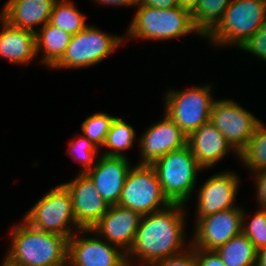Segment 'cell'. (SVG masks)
I'll return each instance as SVG.
<instances>
[{
  "label": "cell",
  "instance_id": "27",
  "mask_svg": "<svg viewBox=\"0 0 266 266\" xmlns=\"http://www.w3.org/2000/svg\"><path fill=\"white\" fill-rule=\"evenodd\" d=\"M115 119L107 113H94L82 123V134L87 137L97 148L104 145L110 126Z\"/></svg>",
  "mask_w": 266,
  "mask_h": 266
},
{
  "label": "cell",
  "instance_id": "36",
  "mask_svg": "<svg viewBox=\"0 0 266 266\" xmlns=\"http://www.w3.org/2000/svg\"><path fill=\"white\" fill-rule=\"evenodd\" d=\"M200 0H179L180 7L191 14L197 9Z\"/></svg>",
  "mask_w": 266,
  "mask_h": 266
},
{
  "label": "cell",
  "instance_id": "31",
  "mask_svg": "<svg viewBox=\"0 0 266 266\" xmlns=\"http://www.w3.org/2000/svg\"><path fill=\"white\" fill-rule=\"evenodd\" d=\"M151 266H197L195 248L190 245L189 249L187 248L179 254L162 258L154 262Z\"/></svg>",
  "mask_w": 266,
  "mask_h": 266
},
{
  "label": "cell",
  "instance_id": "32",
  "mask_svg": "<svg viewBox=\"0 0 266 266\" xmlns=\"http://www.w3.org/2000/svg\"><path fill=\"white\" fill-rule=\"evenodd\" d=\"M197 266H226L215 250L195 249Z\"/></svg>",
  "mask_w": 266,
  "mask_h": 266
},
{
  "label": "cell",
  "instance_id": "18",
  "mask_svg": "<svg viewBox=\"0 0 266 266\" xmlns=\"http://www.w3.org/2000/svg\"><path fill=\"white\" fill-rule=\"evenodd\" d=\"M187 145L204 170L215 166L229 152H234L239 158V153L210 121L187 137Z\"/></svg>",
  "mask_w": 266,
  "mask_h": 266
},
{
  "label": "cell",
  "instance_id": "7",
  "mask_svg": "<svg viewBox=\"0 0 266 266\" xmlns=\"http://www.w3.org/2000/svg\"><path fill=\"white\" fill-rule=\"evenodd\" d=\"M125 37L106 34L95 26H86L72 35L62 58L52 69H79L96 65L108 57L122 43Z\"/></svg>",
  "mask_w": 266,
  "mask_h": 266
},
{
  "label": "cell",
  "instance_id": "30",
  "mask_svg": "<svg viewBox=\"0 0 266 266\" xmlns=\"http://www.w3.org/2000/svg\"><path fill=\"white\" fill-rule=\"evenodd\" d=\"M256 58L266 61V23L262 25L240 48Z\"/></svg>",
  "mask_w": 266,
  "mask_h": 266
},
{
  "label": "cell",
  "instance_id": "26",
  "mask_svg": "<svg viewBox=\"0 0 266 266\" xmlns=\"http://www.w3.org/2000/svg\"><path fill=\"white\" fill-rule=\"evenodd\" d=\"M232 0H200L192 13L195 27L205 36L221 19Z\"/></svg>",
  "mask_w": 266,
  "mask_h": 266
},
{
  "label": "cell",
  "instance_id": "15",
  "mask_svg": "<svg viewBox=\"0 0 266 266\" xmlns=\"http://www.w3.org/2000/svg\"><path fill=\"white\" fill-rule=\"evenodd\" d=\"M161 121L155 122L142 134L139 142L141 160L139 164L152 165L165 154L187 145V136L165 113Z\"/></svg>",
  "mask_w": 266,
  "mask_h": 266
},
{
  "label": "cell",
  "instance_id": "1",
  "mask_svg": "<svg viewBox=\"0 0 266 266\" xmlns=\"http://www.w3.org/2000/svg\"><path fill=\"white\" fill-rule=\"evenodd\" d=\"M184 204L171 203L165 209L142 216L136 231L134 243L126 254L128 266H133L130 259L151 266L154 262L185 251L191 244L185 241Z\"/></svg>",
  "mask_w": 266,
  "mask_h": 266
},
{
  "label": "cell",
  "instance_id": "5",
  "mask_svg": "<svg viewBox=\"0 0 266 266\" xmlns=\"http://www.w3.org/2000/svg\"><path fill=\"white\" fill-rule=\"evenodd\" d=\"M155 168L162 191L171 203L186 205L195 189L197 174L204 170L188 145L157 159Z\"/></svg>",
  "mask_w": 266,
  "mask_h": 266
},
{
  "label": "cell",
  "instance_id": "2",
  "mask_svg": "<svg viewBox=\"0 0 266 266\" xmlns=\"http://www.w3.org/2000/svg\"><path fill=\"white\" fill-rule=\"evenodd\" d=\"M22 222L11 230V248L4 258L8 263L13 266H67V237Z\"/></svg>",
  "mask_w": 266,
  "mask_h": 266
},
{
  "label": "cell",
  "instance_id": "29",
  "mask_svg": "<svg viewBox=\"0 0 266 266\" xmlns=\"http://www.w3.org/2000/svg\"><path fill=\"white\" fill-rule=\"evenodd\" d=\"M243 210L242 232L249 238L257 250L266 246V209H259L248 223ZM247 223V224H246Z\"/></svg>",
  "mask_w": 266,
  "mask_h": 266
},
{
  "label": "cell",
  "instance_id": "17",
  "mask_svg": "<svg viewBox=\"0 0 266 266\" xmlns=\"http://www.w3.org/2000/svg\"><path fill=\"white\" fill-rule=\"evenodd\" d=\"M131 168L128 157L101 154L96 165L86 174L109 206L118 205L126 176Z\"/></svg>",
  "mask_w": 266,
  "mask_h": 266
},
{
  "label": "cell",
  "instance_id": "34",
  "mask_svg": "<svg viewBox=\"0 0 266 266\" xmlns=\"http://www.w3.org/2000/svg\"><path fill=\"white\" fill-rule=\"evenodd\" d=\"M137 5L151 6L159 9H170L180 6L179 0H138Z\"/></svg>",
  "mask_w": 266,
  "mask_h": 266
},
{
  "label": "cell",
  "instance_id": "11",
  "mask_svg": "<svg viewBox=\"0 0 266 266\" xmlns=\"http://www.w3.org/2000/svg\"><path fill=\"white\" fill-rule=\"evenodd\" d=\"M82 233L94 236L81 237ZM77 234L68 240L67 266H128L126 253L101 239L91 229H81Z\"/></svg>",
  "mask_w": 266,
  "mask_h": 266
},
{
  "label": "cell",
  "instance_id": "14",
  "mask_svg": "<svg viewBox=\"0 0 266 266\" xmlns=\"http://www.w3.org/2000/svg\"><path fill=\"white\" fill-rule=\"evenodd\" d=\"M240 186L237 174L226 170L210 176L200 187L197 197L196 221L204 216L231 209Z\"/></svg>",
  "mask_w": 266,
  "mask_h": 266
},
{
  "label": "cell",
  "instance_id": "10",
  "mask_svg": "<svg viewBox=\"0 0 266 266\" xmlns=\"http://www.w3.org/2000/svg\"><path fill=\"white\" fill-rule=\"evenodd\" d=\"M210 122L239 153L247 144L261 120L232 99L214 100Z\"/></svg>",
  "mask_w": 266,
  "mask_h": 266
},
{
  "label": "cell",
  "instance_id": "16",
  "mask_svg": "<svg viewBox=\"0 0 266 266\" xmlns=\"http://www.w3.org/2000/svg\"><path fill=\"white\" fill-rule=\"evenodd\" d=\"M141 219L142 215L134 210L120 205L110 206L91 230L127 254L134 243Z\"/></svg>",
  "mask_w": 266,
  "mask_h": 266
},
{
  "label": "cell",
  "instance_id": "37",
  "mask_svg": "<svg viewBox=\"0 0 266 266\" xmlns=\"http://www.w3.org/2000/svg\"><path fill=\"white\" fill-rule=\"evenodd\" d=\"M257 264L259 266H266V246L258 250Z\"/></svg>",
  "mask_w": 266,
  "mask_h": 266
},
{
  "label": "cell",
  "instance_id": "13",
  "mask_svg": "<svg viewBox=\"0 0 266 266\" xmlns=\"http://www.w3.org/2000/svg\"><path fill=\"white\" fill-rule=\"evenodd\" d=\"M62 184L71 194L77 225L81 229H92L110 206L97 192L86 173H78L73 180Z\"/></svg>",
  "mask_w": 266,
  "mask_h": 266
},
{
  "label": "cell",
  "instance_id": "23",
  "mask_svg": "<svg viewBox=\"0 0 266 266\" xmlns=\"http://www.w3.org/2000/svg\"><path fill=\"white\" fill-rule=\"evenodd\" d=\"M86 17L76 8L73 1L56 0L52 8L49 23L71 35H75L88 26L85 23Z\"/></svg>",
  "mask_w": 266,
  "mask_h": 266
},
{
  "label": "cell",
  "instance_id": "3",
  "mask_svg": "<svg viewBox=\"0 0 266 266\" xmlns=\"http://www.w3.org/2000/svg\"><path fill=\"white\" fill-rule=\"evenodd\" d=\"M136 14L127 30L129 38L140 40H167L196 33L204 39L193 23L192 14L180 6L159 9L137 5Z\"/></svg>",
  "mask_w": 266,
  "mask_h": 266
},
{
  "label": "cell",
  "instance_id": "33",
  "mask_svg": "<svg viewBox=\"0 0 266 266\" xmlns=\"http://www.w3.org/2000/svg\"><path fill=\"white\" fill-rule=\"evenodd\" d=\"M254 176L258 205L261 209H266V170L256 171Z\"/></svg>",
  "mask_w": 266,
  "mask_h": 266
},
{
  "label": "cell",
  "instance_id": "25",
  "mask_svg": "<svg viewBox=\"0 0 266 266\" xmlns=\"http://www.w3.org/2000/svg\"><path fill=\"white\" fill-rule=\"evenodd\" d=\"M240 161L253 171L266 170V126L261 121L246 146L239 152Z\"/></svg>",
  "mask_w": 266,
  "mask_h": 266
},
{
  "label": "cell",
  "instance_id": "35",
  "mask_svg": "<svg viewBox=\"0 0 266 266\" xmlns=\"http://www.w3.org/2000/svg\"><path fill=\"white\" fill-rule=\"evenodd\" d=\"M95 2H98L100 5L106 4L108 6H126V7H136L138 0H95Z\"/></svg>",
  "mask_w": 266,
  "mask_h": 266
},
{
  "label": "cell",
  "instance_id": "28",
  "mask_svg": "<svg viewBox=\"0 0 266 266\" xmlns=\"http://www.w3.org/2000/svg\"><path fill=\"white\" fill-rule=\"evenodd\" d=\"M99 150L100 149L84 135L78 136L76 140H71L67 148L68 153L75 162L79 163L82 167L79 173H86L96 165L97 161L94 159Z\"/></svg>",
  "mask_w": 266,
  "mask_h": 266
},
{
  "label": "cell",
  "instance_id": "12",
  "mask_svg": "<svg viewBox=\"0 0 266 266\" xmlns=\"http://www.w3.org/2000/svg\"><path fill=\"white\" fill-rule=\"evenodd\" d=\"M243 210L237 206L199 218L190 244L195 249L216 250L227 243L242 233Z\"/></svg>",
  "mask_w": 266,
  "mask_h": 266
},
{
  "label": "cell",
  "instance_id": "38",
  "mask_svg": "<svg viewBox=\"0 0 266 266\" xmlns=\"http://www.w3.org/2000/svg\"><path fill=\"white\" fill-rule=\"evenodd\" d=\"M1 266H13L10 263H8L5 259L3 260Z\"/></svg>",
  "mask_w": 266,
  "mask_h": 266
},
{
  "label": "cell",
  "instance_id": "4",
  "mask_svg": "<svg viewBox=\"0 0 266 266\" xmlns=\"http://www.w3.org/2000/svg\"><path fill=\"white\" fill-rule=\"evenodd\" d=\"M266 23V0H232L217 24L204 36L211 45L241 46Z\"/></svg>",
  "mask_w": 266,
  "mask_h": 266
},
{
  "label": "cell",
  "instance_id": "6",
  "mask_svg": "<svg viewBox=\"0 0 266 266\" xmlns=\"http://www.w3.org/2000/svg\"><path fill=\"white\" fill-rule=\"evenodd\" d=\"M23 220L35 229L68 239L81 230L75 220L71 194L63 184L43 195Z\"/></svg>",
  "mask_w": 266,
  "mask_h": 266
},
{
  "label": "cell",
  "instance_id": "22",
  "mask_svg": "<svg viewBox=\"0 0 266 266\" xmlns=\"http://www.w3.org/2000/svg\"><path fill=\"white\" fill-rule=\"evenodd\" d=\"M215 251L226 266H252L257 263L258 250L243 232Z\"/></svg>",
  "mask_w": 266,
  "mask_h": 266
},
{
  "label": "cell",
  "instance_id": "19",
  "mask_svg": "<svg viewBox=\"0 0 266 266\" xmlns=\"http://www.w3.org/2000/svg\"><path fill=\"white\" fill-rule=\"evenodd\" d=\"M55 1L7 0L1 10L0 16L14 27L36 33L39 25L41 28L49 22Z\"/></svg>",
  "mask_w": 266,
  "mask_h": 266
},
{
  "label": "cell",
  "instance_id": "8",
  "mask_svg": "<svg viewBox=\"0 0 266 266\" xmlns=\"http://www.w3.org/2000/svg\"><path fill=\"white\" fill-rule=\"evenodd\" d=\"M211 85L197 86L185 90H169L165 96V114L188 137L202 124L210 121L214 102Z\"/></svg>",
  "mask_w": 266,
  "mask_h": 266
},
{
  "label": "cell",
  "instance_id": "24",
  "mask_svg": "<svg viewBox=\"0 0 266 266\" xmlns=\"http://www.w3.org/2000/svg\"><path fill=\"white\" fill-rule=\"evenodd\" d=\"M135 138L136 132L134 128L122 118L115 117L103 145L108 150L103 151L102 154L106 156L127 157L122 151L130 149Z\"/></svg>",
  "mask_w": 266,
  "mask_h": 266
},
{
  "label": "cell",
  "instance_id": "20",
  "mask_svg": "<svg viewBox=\"0 0 266 266\" xmlns=\"http://www.w3.org/2000/svg\"><path fill=\"white\" fill-rule=\"evenodd\" d=\"M0 58L22 66L36 55L35 32L12 26L0 16Z\"/></svg>",
  "mask_w": 266,
  "mask_h": 266
},
{
  "label": "cell",
  "instance_id": "21",
  "mask_svg": "<svg viewBox=\"0 0 266 266\" xmlns=\"http://www.w3.org/2000/svg\"><path fill=\"white\" fill-rule=\"evenodd\" d=\"M72 35L51 25L49 22L35 33L36 55L41 51L43 59L40 63L52 68L64 55Z\"/></svg>",
  "mask_w": 266,
  "mask_h": 266
},
{
  "label": "cell",
  "instance_id": "9",
  "mask_svg": "<svg viewBox=\"0 0 266 266\" xmlns=\"http://www.w3.org/2000/svg\"><path fill=\"white\" fill-rule=\"evenodd\" d=\"M170 204L152 165L138 163L130 168L118 205L143 216L165 209Z\"/></svg>",
  "mask_w": 266,
  "mask_h": 266
}]
</instances>
